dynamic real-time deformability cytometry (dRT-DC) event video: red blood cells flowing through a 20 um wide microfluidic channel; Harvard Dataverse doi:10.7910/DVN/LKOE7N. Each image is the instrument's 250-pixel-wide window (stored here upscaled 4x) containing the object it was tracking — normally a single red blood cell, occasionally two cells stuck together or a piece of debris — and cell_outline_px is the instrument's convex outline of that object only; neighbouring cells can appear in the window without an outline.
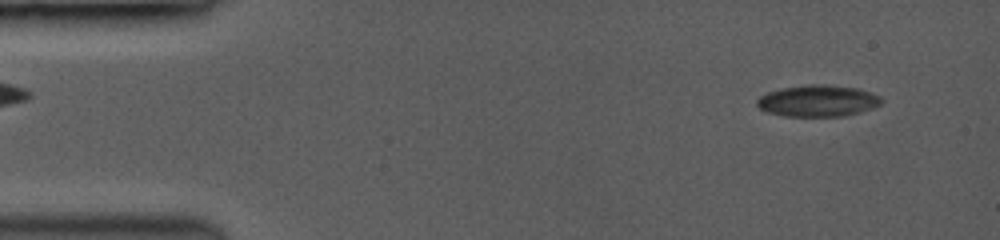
{"species": "common noctule bat (a hibernating species)", "species_latin": "Nyctalus noctula", "temperature_condition": "room temperature", "stored_images_in_passage": 55, "camera_frame_rate_fps": 3500, "um_per_image_px": 0.085, "animal": {"sex": "female", "body_mass_g": 19.0, "forearm_length_mm": 53.3}, "frame": {"image": 1, "passage_image": 4, "time_ms": 0.857, "image_size_px": [1000, 240], "cell_outline_px": [[884, 100], [880, 104], [872, 108], [860, 112], [844, 116], [784, 116], [768, 112], [760, 108], [756, 104], [756, 100], [760, 96], [768, 92], [780, 88], [808, 84], [828, 84], [856, 88], [880, 96]], "centroid_in_image_um": [69.5, 8.56], "position_along_channel_um": 15.5, "area_um2": 22.89}}
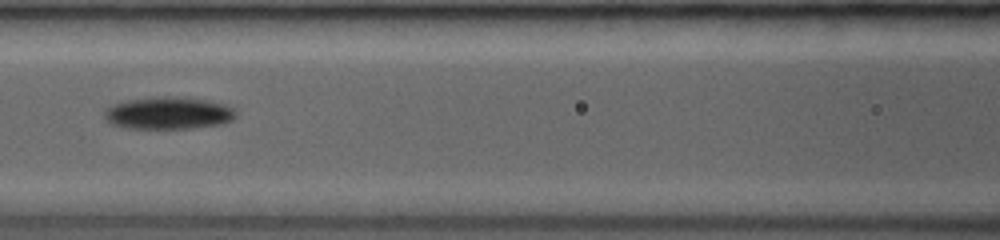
{"frame": {"image": 2, "passage_image": 25, "time_ms": 6.857, "image_size_px": [1000, 240], "cell_outline_px": [[236, 116], [232, 120], [220, 124], [192, 128], [128, 128], [112, 124], [104, 116], [104, 112], [108, 108], [116, 104], [132, 100], [200, 100], [220, 104], [232, 108], [236, 112]], "centroid_in_image_um": [14.32, 9.69], "position_along_channel_um": 152.3, "area_um2": 22.83}}
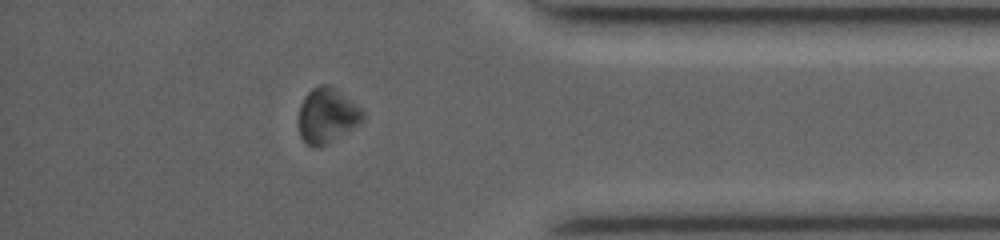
{"frame": {"image": 3, "passage_image": 48, "time_ms": 13.429, "image_size_px": [1000, 240], "cell_outline_px": [[368, 116], [364, 120], [324, 144], [308, 144], [300, 136], [300, 104], [304, 96], [312, 88], [320, 84], [328, 84], [356, 104]], "centroid_in_image_um": [27.81, 9.75], "position_along_channel_um": 407.4, "area_um2": 19.71}, "authors_computed_cell_mechanics": {"area_um2": 22.1374, "velocity_mm_per_s": 4.0517, "shape_relaxation_time_tau1_ms": 3.9872, "shape_relaxation_time_tau2_ms": null, "deformation_change_tau1": 0.0842, "deformation_change_tau2": null}}